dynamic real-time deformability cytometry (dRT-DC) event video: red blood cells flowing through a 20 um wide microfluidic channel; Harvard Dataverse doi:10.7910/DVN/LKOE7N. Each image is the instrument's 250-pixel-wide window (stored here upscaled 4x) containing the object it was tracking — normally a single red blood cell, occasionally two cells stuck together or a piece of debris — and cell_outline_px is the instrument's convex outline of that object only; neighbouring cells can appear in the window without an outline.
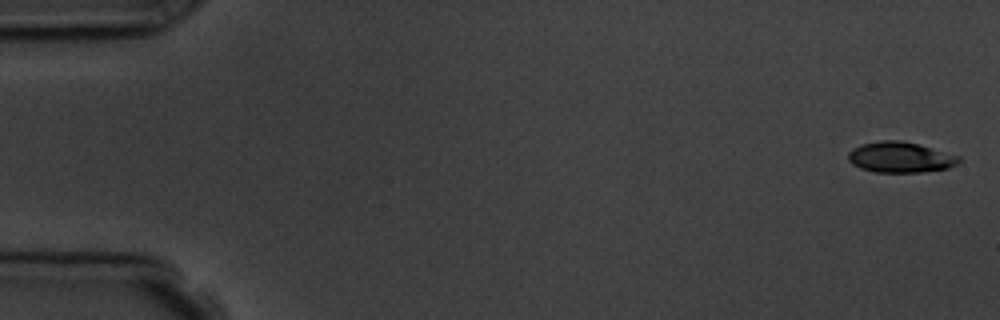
{"species": "common noctule bat (a hibernating species)", "species_latin": "Nyctalus noctula", "temperature_condition": "room temperature", "stored_images_in_passage": 15, "camera_frame_rate_fps": 3000, "um_per_image_px": 0.085, "animal": {"sex": "male", "body_mass_g": 19.5, "forearm_length_mm": 54.6}, "frame": {"image": 1, "passage_image": 1, "time_ms": 0.0, "image_size_px": [1000, 320], "cell_outline_px": [[960, 160], [956, 164], [948, 168], [920, 172], [876, 172], [860, 168], [852, 164], [848, 160], [848, 152], [852, 148], [860, 144], [880, 140], [900, 140], [916, 144], [960, 156]], "centroid_in_image_um": [76.47, 13.36], "position_along_channel_um": 8.5, "area_um2": 19.65}}
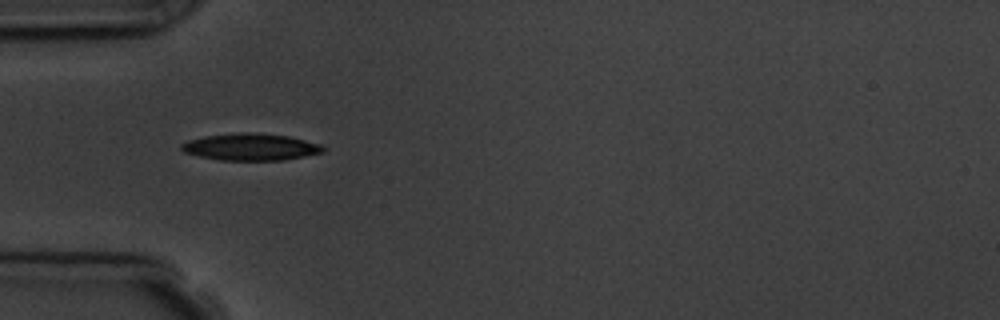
{"frame": {"image": 2, "passage_image": 5, "time_ms": 5.333, "image_size_px": [1000, 320], "cell_outline_px": [[324, 152], [284, 160], [220, 160], [200, 156], [184, 152], [180, 148], [180, 144], [188, 140], [204, 136], [240, 132], [248, 132], [288, 136], [320, 144], [324, 148]], "centroid_in_image_um": [21.28, 12.49], "position_along_channel_um": 63.7, "area_um2": 22.08}}
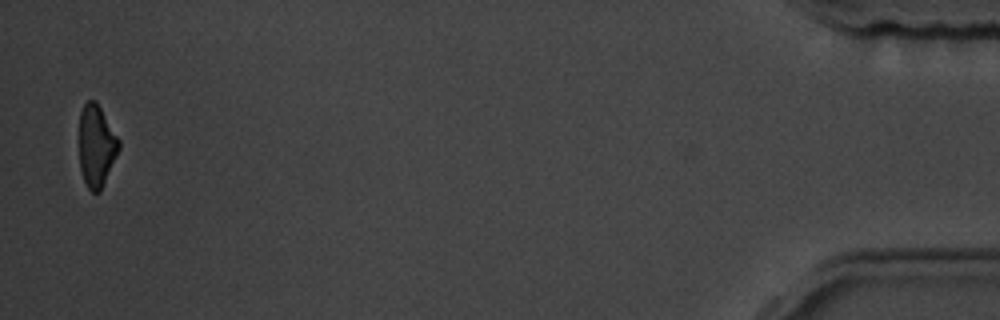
{"frame": {"image": 3, "passage_image": 15, "time_ms": 17.667, "image_size_px": [1000, 320], "cell_outline_px": [[120, 148], [100, 192], [92, 192], [88, 188], [84, 180], [80, 168], [80, 112], [84, 104], [88, 100], [96, 100], [120, 140]], "centroid_in_image_um": [8.2, 12.39], "position_along_channel_um": 427.0, "area_um2": 18.84}, "authors_computed_cell_mechanics": {"area_um2": 21.2704, "velocity_mm_per_s": 3.6995, "shape_relaxation_time_tau1_ms": 2.4681, "shape_relaxation_time_tau2_ms": null, "deformation_change_tau1": 0.0991, "deformation_change_tau2": null}}